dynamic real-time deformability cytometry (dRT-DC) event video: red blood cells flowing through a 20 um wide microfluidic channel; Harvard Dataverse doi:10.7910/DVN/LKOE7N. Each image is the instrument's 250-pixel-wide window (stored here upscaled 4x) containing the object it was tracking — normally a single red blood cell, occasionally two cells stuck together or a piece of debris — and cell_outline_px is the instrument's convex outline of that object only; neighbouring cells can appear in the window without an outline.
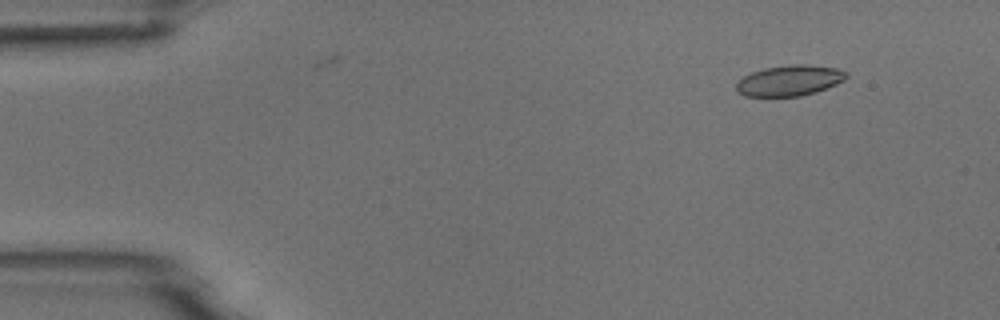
{"species": "common noctule bat (a hibernating species)", "species_latin": "Nyctalus noctula", "temperature_condition": "room temperature", "stored_images_in_passage": 6, "camera_frame_rate_fps": 3000, "um_per_image_px": 0.085, "animal": {"sex": "male", "body_mass_g": 18.8}, "frame": {"image": 1, "passage_image": 2, "time_ms": 1.0, "image_size_px": [1000, 320], "cell_outline_px": [[848, 76], [844, 80], [836, 84], [816, 92], [800, 96], [744, 96], [736, 92], [736, 84], [744, 76], [752, 72], [764, 68], [792, 64], [808, 64], [836, 68], [848, 72]], "centroid_in_image_um": [67.12, 6.84], "position_along_channel_um": 17.9, "area_um2": 19.71}}
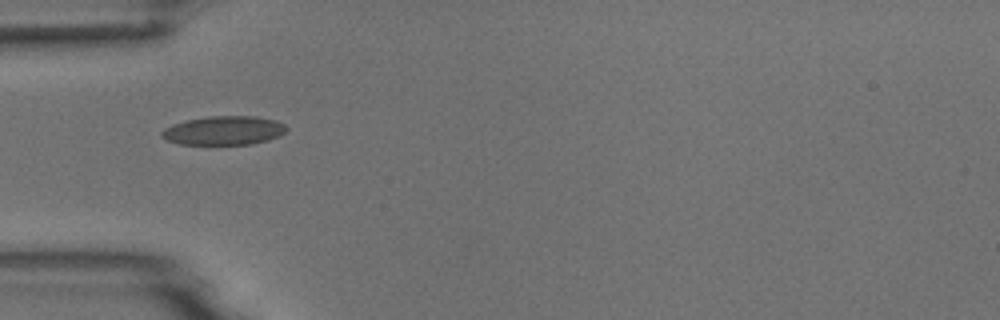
{"frame": {"image": 2, "passage_image": 5, "time_ms": 4.667, "image_size_px": [1000, 320], "cell_outline_px": [[288, 128], [280, 136], [268, 140], [252, 144], [180, 144], [168, 140], [160, 136], [160, 132], [164, 128], [172, 124], [188, 120], [208, 116], [256, 116], [276, 120], [284, 124]], "centroid_in_image_um": [19.04, 11.09], "position_along_channel_um": 66.0, "area_um2": 21.04}}